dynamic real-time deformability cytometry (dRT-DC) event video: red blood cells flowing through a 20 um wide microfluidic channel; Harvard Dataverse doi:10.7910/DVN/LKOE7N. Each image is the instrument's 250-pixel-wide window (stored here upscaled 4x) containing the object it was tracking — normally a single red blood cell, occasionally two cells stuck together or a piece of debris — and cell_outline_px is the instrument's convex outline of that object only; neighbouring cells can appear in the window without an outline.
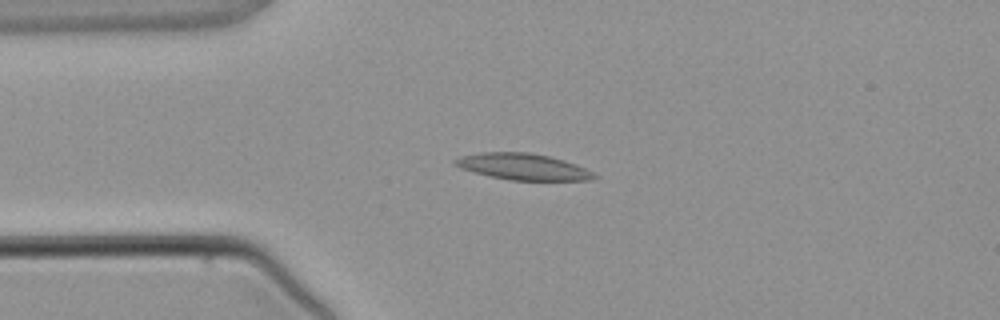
{"species": "common noctule bat (a hibernating species)", "species_latin": "Nyctalus noctula", "temperature_condition": "warm", "stored_images_in_passage": 3, "camera_frame_rate_fps": 3000, "um_per_image_px": 0.085, "animal": {"sex": "male", "body_mass_g": 21.5, "forearm_length_mm": 52.0}, "frame": {"image": 1, "passage_image": 3, "time_ms": 2.333, "image_size_px": [1000, 320], "cell_outline_px": [[600, 176], [592, 180], [512, 180], [488, 176], [460, 168], [452, 160], [460, 156], [480, 152], [528, 152], [548, 156], [564, 160], [576, 164]], "centroid_in_image_um": [44.45, 14.17], "position_along_channel_um": 40.6, "area_um2": 21.33}}